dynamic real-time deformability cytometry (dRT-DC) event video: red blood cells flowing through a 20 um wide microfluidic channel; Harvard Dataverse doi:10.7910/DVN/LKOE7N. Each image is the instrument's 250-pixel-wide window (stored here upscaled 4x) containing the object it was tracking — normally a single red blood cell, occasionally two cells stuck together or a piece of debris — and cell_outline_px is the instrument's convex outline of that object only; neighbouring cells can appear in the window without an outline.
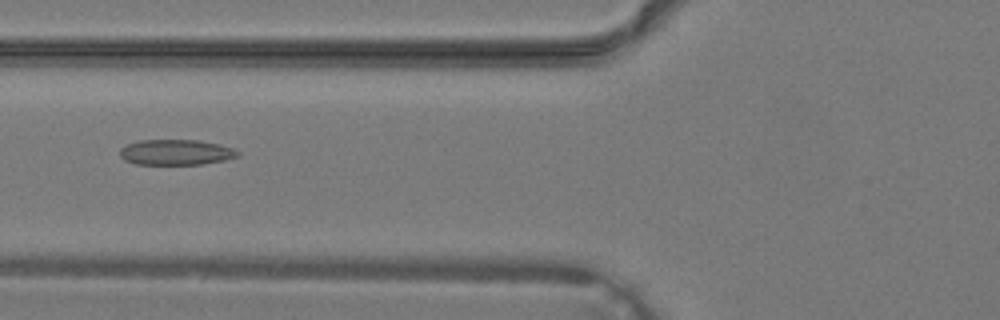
{"species": "common noctule bat (a hibernating species)", "species_latin": "Nyctalus noctula", "temperature_condition": "warm", "stored_images_in_passage": 27, "camera_frame_rate_fps": 3000, "um_per_image_px": 0.085, "animal": {"sex": "male", "body_mass_g": 19.2, "forearm_length_mm": 51.8}, "frame": {"image": 1, "passage_image": 4, "time_ms": 1.0, "image_size_px": [1000, 320], "cell_outline_px": [[240, 156], [224, 160], [200, 164], [136, 164], [124, 160], [120, 156], [120, 148], [128, 144], [140, 140], [200, 140], [220, 144], [232, 148], [240, 152]], "centroid_in_image_um": [14.97, 12.94], "position_along_channel_um": 110.8, "area_um2": 17.51}}
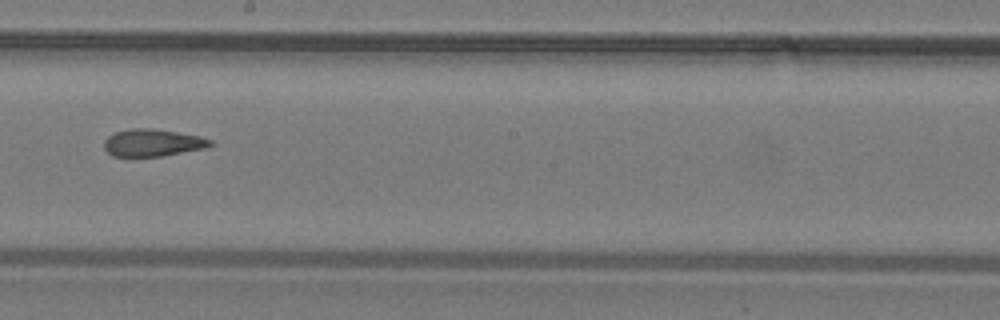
{"frame": {"image": 2, "passage_image": 11, "time_ms": 3.333, "image_size_px": [1000, 320], "cell_outline_px": [[212, 144], [208, 148], [164, 156], [112, 156], [104, 148], [104, 140], [108, 136], [116, 132], [132, 128], [152, 128], [200, 136], [212, 140]], "centroid_in_image_um": [13.0, 12.14], "position_along_channel_um": 235.2, "area_um2": 16.94}}
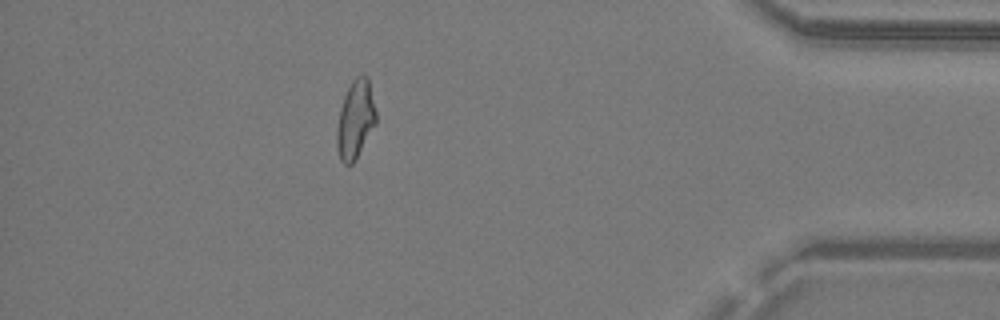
{"frame": {"image": 3, "passage_image": 23, "time_ms": 7.333, "image_size_px": [1000, 320], "cell_outline_px": [[376, 124], [352, 164], [344, 164], [340, 160], [336, 148], [336, 128], [340, 108], [344, 96], [352, 80], [356, 76], [368, 76], [376, 112]], "centroid_in_image_um": [30.19, 10.16], "position_along_channel_um": 405.0, "area_um2": 17.86}}